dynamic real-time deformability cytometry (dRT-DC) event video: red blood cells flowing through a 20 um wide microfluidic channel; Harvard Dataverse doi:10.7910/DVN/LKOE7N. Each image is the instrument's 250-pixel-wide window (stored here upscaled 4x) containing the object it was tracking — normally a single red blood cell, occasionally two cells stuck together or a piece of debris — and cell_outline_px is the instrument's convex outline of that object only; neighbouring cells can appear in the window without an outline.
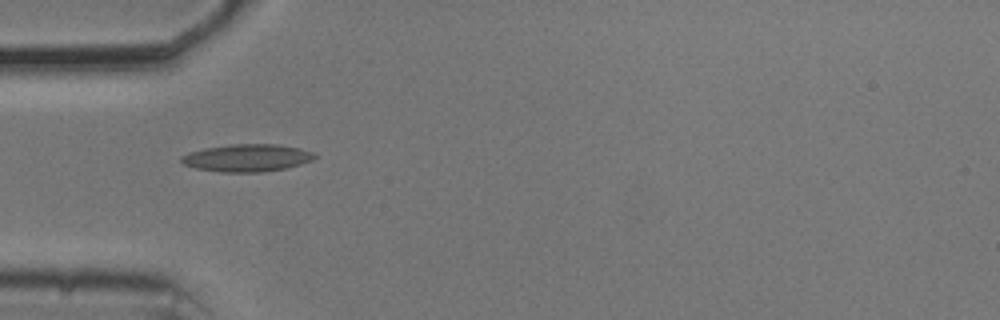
{"species": "common noctule bat (a hibernating species)", "species_latin": "Nyctalus noctula", "temperature_condition": "cold", "stored_images_in_passage": 11, "camera_frame_rate_fps": 3000, "um_per_image_px": 0.085, "animal": {"sex": "male", "body_mass_g": 20.5, "forearm_length_mm": 52.5}, "frame": {"image": 1, "passage_image": 1, "time_ms": 0.0, "image_size_px": [1000, 320], "cell_outline_px": [[316, 156], [312, 160], [288, 168], [264, 172], [220, 172], [196, 168], [184, 164], [180, 160], [180, 156], [188, 152], [204, 148], [232, 144], [280, 144], [300, 148], [316, 152]], "centroid_in_image_um": [21.02, 13.41], "position_along_channel_um": 64.0, "area_um2": 21.56}}
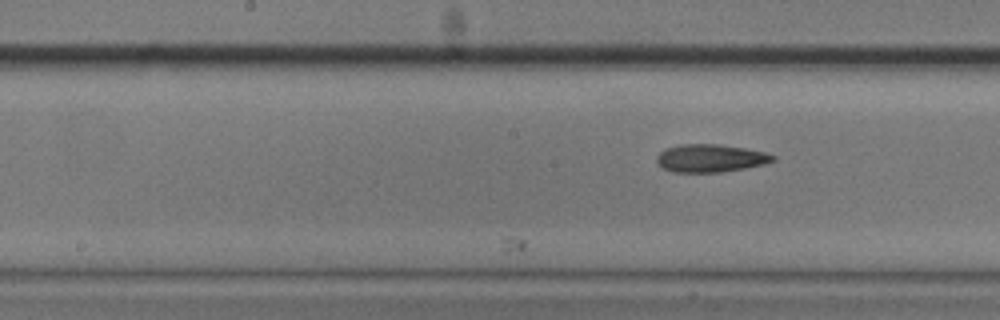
{"frame": {"image": 2, "passage_image": 11, "time_ms": 3.333, "image_size_px": [1000, 320], "cell_outline_px": [[776, 160], [764, 164], [744, 168], [720, 172], [672, 172], [664, 168], [656, 160], [656, 156], [660, 152], [668, 148], [680, 144], [720, 144], [744, 148], [764, 152], [776, 156]], "centroid_in_image_um": [60.4, 13.44], "position_along_channel_um": 187.8, "area_um2": 18.73}}